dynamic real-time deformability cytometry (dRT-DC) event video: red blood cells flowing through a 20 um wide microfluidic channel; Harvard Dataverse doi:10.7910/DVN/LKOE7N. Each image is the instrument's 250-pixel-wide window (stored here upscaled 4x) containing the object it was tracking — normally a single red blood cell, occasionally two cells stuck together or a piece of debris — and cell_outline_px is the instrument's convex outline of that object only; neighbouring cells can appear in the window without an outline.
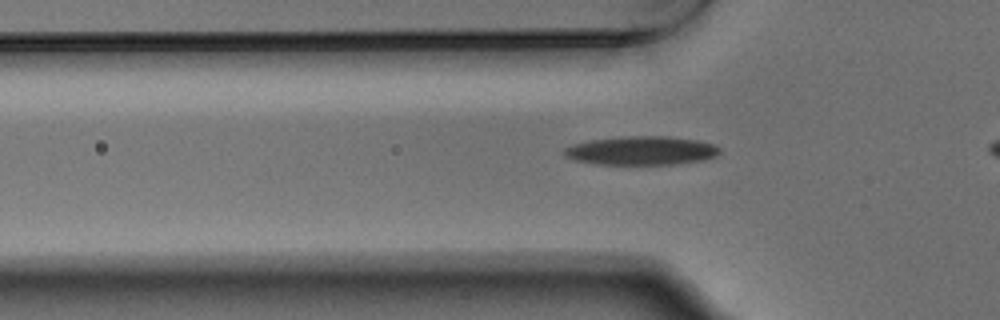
{"species": "Egyptian fruit bat (a non-hibernating species)", "species_latin": "Rousettus aegyptiacus", "temperature_condition": "warm", "stored_images_in_passage": 37, "camera_frame_rate_fps": 3000, "um_per_image_px": 0.085, "animal": {"sex": "male"}, "frame": {"image": 1, "passage_image": 10, "time_ms": 3.0, "image_size_px": [1000, 320], "cell_outline_px": [[720, 152], [716, 156], [704, 160], [676, 164], [592, 164], [572, 160], [564, 156], [560, 152], [564, 148], [572, 144], [592, 140], [628, 136], [664, 136], [696, 140], [716, 144], [720, 148]], "centroid_in_image_um": [54.48, 12.81], "position_along_channel_um": 71.3, "area_um2": 26.24}}
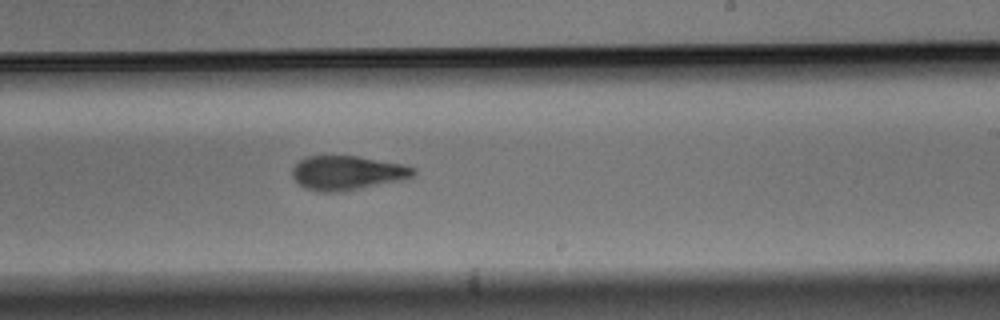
{"frame": {"image": 2, "passage_image": 25, "time_ms": 8.0, "image_size_px": [1000, 320], "cell_outline_px": [[416, 172], [408, 180], [340, 192], [320, 192], [304, 188], [292, 176], [292, 168], [300, 160], [308, 156], [356, 156], [404, 164], [416, 168]], "centroid_in_image_um": [29.57, 14.71], "position_along_channel_um": 259.4, "area_um2": 24.45}}
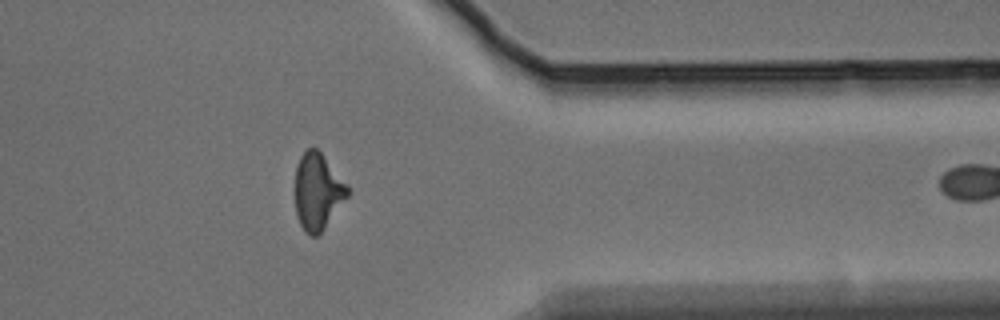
{"frame": {"image": 3, "passage_image": 36, "time_ms": 11.667, "image_size_px": [1000, 320], "cell_outline_px": [[348, 196], [324, 228], [316, 236], [312, 236], [304, 232], [296, 216], [296, 168], [300, 156], [308, 148], [316, 148], [320, 152], [348, 184]], "centroid_in_image_um": [27.0, 16.28], "position_along_channel_um": 384.4, "area_um2": 23.12}}